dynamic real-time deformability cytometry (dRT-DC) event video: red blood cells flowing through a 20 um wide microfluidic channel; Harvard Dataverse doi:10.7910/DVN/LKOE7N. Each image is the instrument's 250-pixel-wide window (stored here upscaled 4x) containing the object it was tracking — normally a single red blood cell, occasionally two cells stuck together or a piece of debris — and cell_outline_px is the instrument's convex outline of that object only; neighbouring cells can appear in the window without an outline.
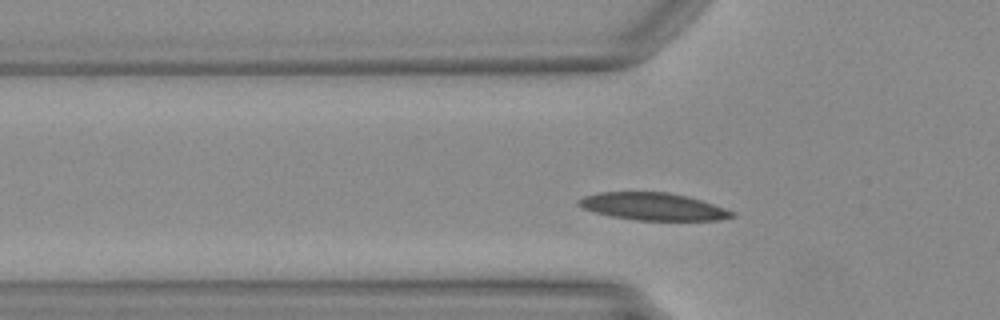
{"species": "Egyptian fruit bat (a non-hibernating species)", "species_latin": "Rousettus aegyptiacus", "temperature_condition": "warm", "stored_images_in_passage": 41, "camera_frame_rate_fps": 3000, "um_per_image_px": 0.085, "animal": {"sex": "female"}, "frame": {"image": 1, "passage_image": 7, "time_ms": 2.0, "image_size_px": [1000, 320], "cell_outline_px": [[736, 216], [716, 220], [636, 220], [612, 216], [596, 212], [584, 208], [576, 204], [576, 200], [584, 196], [600, 192], [668, 192], [688, 196], [724, 208], [732, 212]], "centroid_in_image_um": [55.47, 17.55], "position_along_channel_um": 70.3, "area_um2": 24.22}}
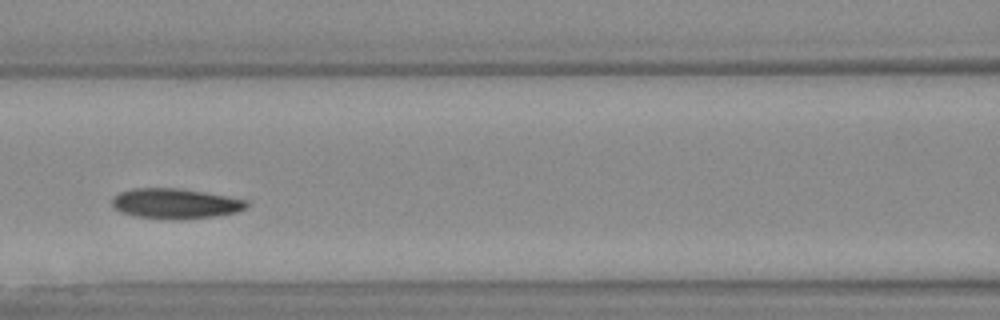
{"frame": {"image": 2, "passage_image": 13, "time_ms": 4.0, "image_size_px": [1000, 320], "cell_outline_px": [[248, 208], [236, 212], [216, 216], [172, 220], [160, 220], [132, 216], [120, 212], [112, 208], [112, 196], [120, 192], [132, 188], [176, 188], [204, 192], [228, 196], [244, 200], [248, 204]], "centroid_in_image_um": [14.83, 17.32], "position_along_channel_um": 151.8, "area_um2": 24.04}}
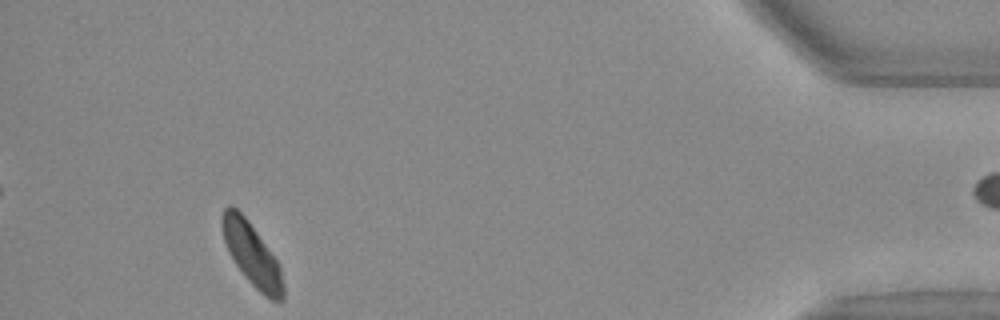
{"frame": {"image": 3, "passage_image": 37, "time_ms": 12.0, "image_size_px": [1000, 320], "cell_outline_px": [[284, 300], [272, 300], [264, 296], [248, 280], [236, 264], [228, 252], [224, 240], [220, 220], [224, 208], [228, 204], [232, 204], [248, 220], [276, 260], [280, 268], [284, 288]], "centroid_in_image_um": [21.38, 21.6], "position_along_channel_um": 413.8, "area_um2": 22.02}}